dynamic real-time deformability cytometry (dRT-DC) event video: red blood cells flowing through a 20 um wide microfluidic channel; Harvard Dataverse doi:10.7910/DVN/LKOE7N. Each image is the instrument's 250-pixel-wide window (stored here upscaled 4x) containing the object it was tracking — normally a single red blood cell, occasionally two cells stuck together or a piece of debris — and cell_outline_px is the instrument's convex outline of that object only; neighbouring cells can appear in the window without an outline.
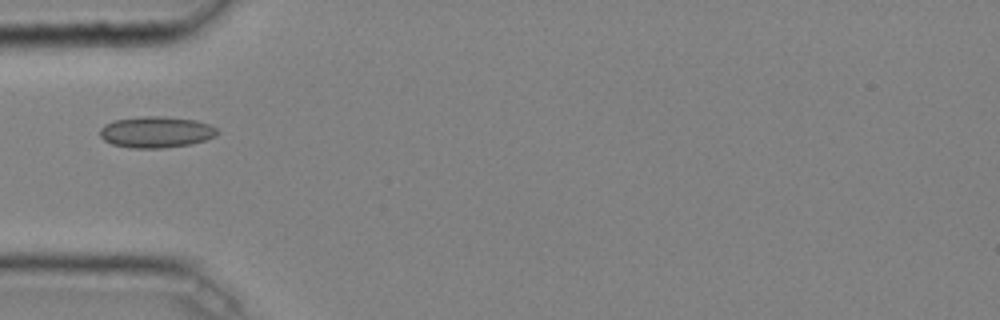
{"species": "common noctule bat (a hibernating species)", "species_latin": "Nyctalus noctula", "temperature_condition": "cold", "stored_images_in_passage": 29, "camera_frame_rate_fps": 3000, "um_per_image_px": 0.085, "animal": {"sex": "male", "body_mass_g": 20.4}, "frame": {"image": 1, "passage_image": 1, "time_ms": 0.0, "image_size_px": [1000, 320], "cell_outline_px": [[220, 132], [216, 136], [192, 144], [164, 148], [132, 148], [112, 144], [104, 140], [100, 136], [100, 128], [104, 124], [112, 120], [144, 116], [164, 116], [196, 120], [208, 124], [216, 128]], "centroid_in_image_um": [13.27, 11.22], "position_along_channel_um": 71.7, "area_um2": 21.56}}
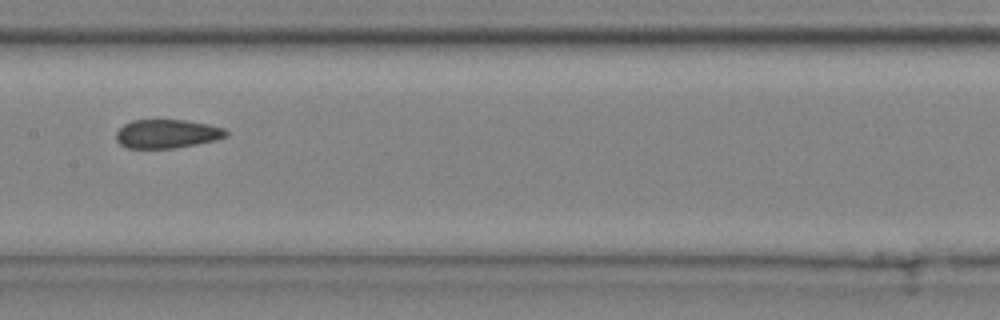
{"frame": {"image": 2, "passage_image": 10, "time_ms": 3.0, "image_size_px": [1000, 320], "cell_outline_px": [[228, 136], [216, 140], [176, 148], [128, 148], [120, 144], [116, 140], [116, 132], [124, 124], [132, 120], [184, 120], [208, 124], [224, 128], [228, 132]], "centroid_in_image_um": [14.2, 11.37], "position_along_channel_um": 193.2, "area_um2": 18.44}}
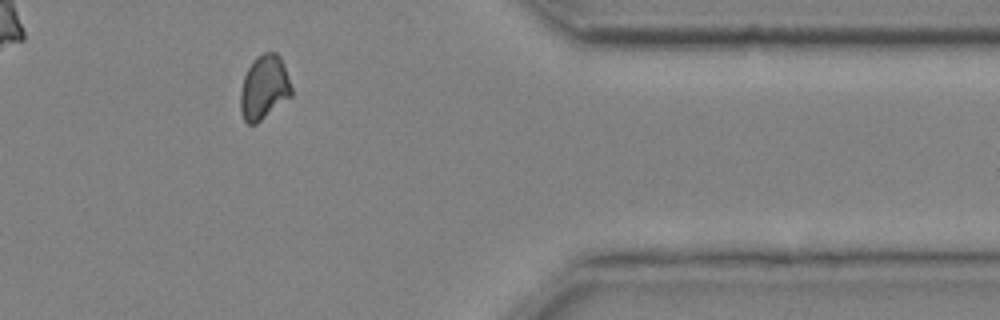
{"frame": {"image": 3, "passage_image": 26, "time_ms": 8.333, "image_size_px": [1000, 320], "cell_outline_px": [[292, 96], [256, 124], [248, 124], [244, 120], [240, 112], [240, 92], [244, 76], [252, 60], [256, 56], [264, 52], [276, 52], [280, 56], [284, 64], [292, 88]], "centroid_in_image_um": [22.44, 7.43], "position_along_channel_um": 389.0, "area_um2": 19.31}}